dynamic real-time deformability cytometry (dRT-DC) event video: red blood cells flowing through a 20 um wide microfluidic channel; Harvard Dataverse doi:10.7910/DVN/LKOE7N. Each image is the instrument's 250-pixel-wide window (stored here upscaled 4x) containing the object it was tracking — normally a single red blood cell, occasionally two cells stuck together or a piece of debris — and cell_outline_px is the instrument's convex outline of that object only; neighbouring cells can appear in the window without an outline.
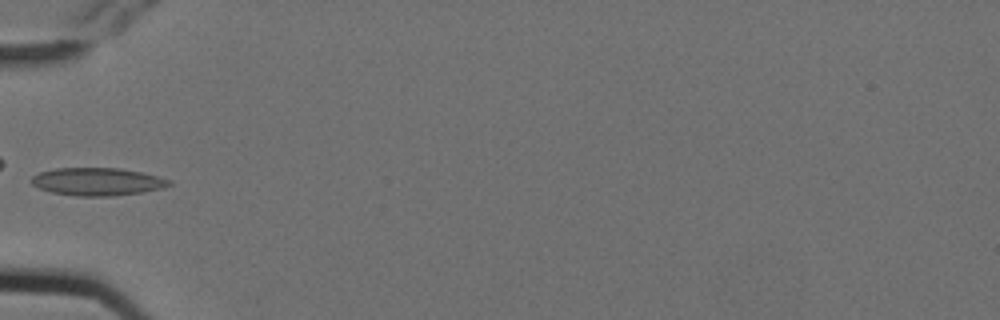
{"species": "Egyptian fruit bat (a non-hibernating species)", "species_latin": "Rousettus aegyptiacus", "temperature_condition": "cold", "stored_images_in_passage": 7, "camera_frame_rate_fps": 3000, "um_per_image_px": 0.085, "animal": {"sex": "female"}, "frame": {"image": 1, "passage_image": 7, "time_ms": 2.0, "image_size_px": [1000, 320], "cell_outline_px": [[172, 184], [164, 188], [140, 192], [112, 196], [76, 196], [52, 192], [40, 188], [32, 184], [28, 180], [32, 176], [40, 172], [56, 168], [120, 168], [140, 172], [172, 180]], "centroid_in_image_um": [8.26, 15.44], "position_along_channel_um": 76.7, "area_um2": 22.25}}